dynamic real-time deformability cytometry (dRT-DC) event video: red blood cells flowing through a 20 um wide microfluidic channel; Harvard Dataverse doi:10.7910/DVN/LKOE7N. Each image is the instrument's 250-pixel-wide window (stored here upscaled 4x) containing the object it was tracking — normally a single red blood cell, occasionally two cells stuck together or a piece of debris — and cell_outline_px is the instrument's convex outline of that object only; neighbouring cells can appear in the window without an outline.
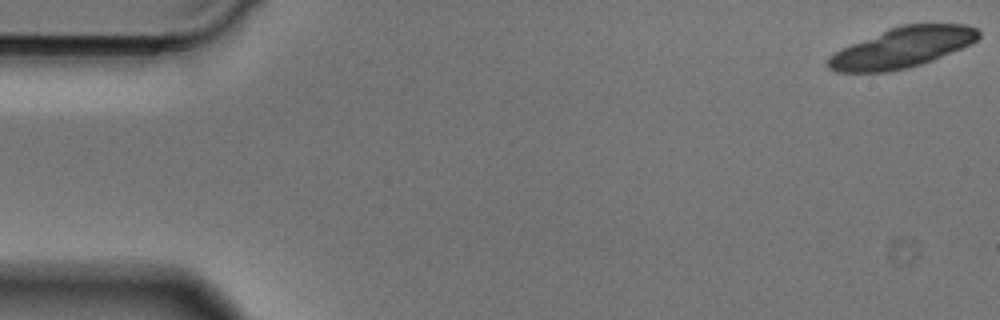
{"species": "Egyptian fruit bat (a non-hibernating species)", "species_latin": "Rousettus aegyptiacus", "temperature_condition": "cold", "stored_images_in_passage": 3, "camera_frame_rate_fps": 3000, "um_per_image_px": 0.085, "animal": {"sex": "male"}, "frame": {"image": 1, "passage_image": 1, "time_ms": 0.0, "image_size_px": [1000, 320], "cell_outline_px": [[980, 36], [972, 44], [932, 60], [908, 68], [888, 72], [836, 72], [828, 68], [828, 60], [836, 52], [852, 44], [888, 28], [904, 24], [964, 24], [976, 28], [980, 32]], "centroid_in_image_um": [76.73, 4.04], "position_along_channel_um": 8.3, "area_um2": 34.97}}